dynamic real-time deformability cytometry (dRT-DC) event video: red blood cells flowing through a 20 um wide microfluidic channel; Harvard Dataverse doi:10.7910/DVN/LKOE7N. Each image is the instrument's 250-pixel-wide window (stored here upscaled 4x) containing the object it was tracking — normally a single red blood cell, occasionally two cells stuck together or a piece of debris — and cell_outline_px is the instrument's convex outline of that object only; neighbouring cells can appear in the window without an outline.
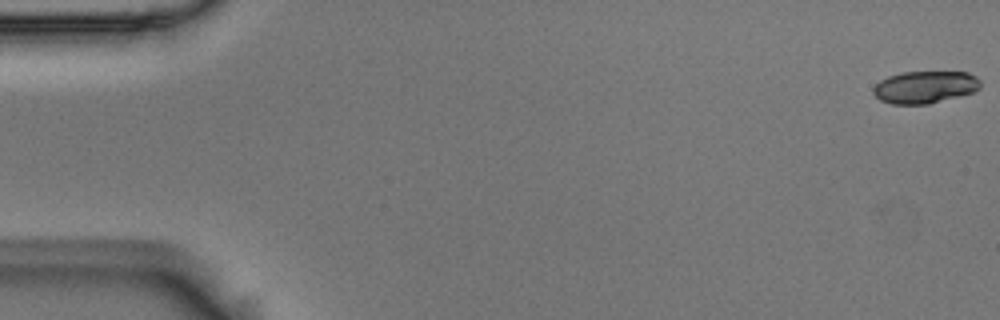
{"species": "Egyptian fruit bat (a non-hibernating species)", "species_latin": "Rousettus aegyptiacus", "temperature_condition": "room temperature", "stored_images_in_passage": 11, "camera_frame_rate_fps": 3000, "um_per_image_px": 0.085, "animal": {"sex": "male"}, "frame": {"image": 1, "passage_image": 1, "time_ms": 0.0, "image_size_px": [1000, 320], "cell_outline_px": [[980, 88], [972, 92], [928, 104], [892, 104], [880, 100], [872, 92], [872, 88], [880, 80], [888, 76], [904, 72], [968, 72], [976, 76], [980, 80]], "centroid_in_image_um": [78.6, 7.4], "position_along_channel_um": 6.4, "area_um2": 20.06}}
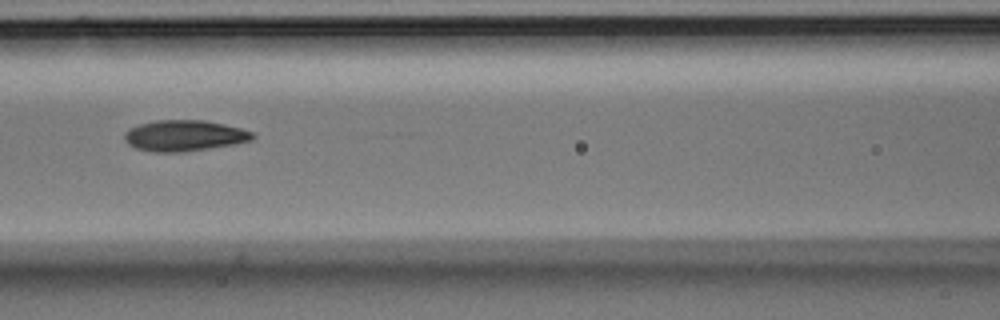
{"frame": {"image": 2, "passage_image": 7, "time_ms": 2.0, "image_size_px": [1000, 320], "cell_outline_px": [[256, 136], [252, 140], [232, 144], [208, 148], [180, 152], [152, 152], [136, 148], [128, 144], [124, 140], [124, 132], [128, 128], [140, 124], [156, 120], [204, 120], [224, 124], [240, 128], [252, 132]], "centroid_in_image_um": [15.63, 11.52], "position_along_channel_um": 151.0, "area_um2": 23.06}}
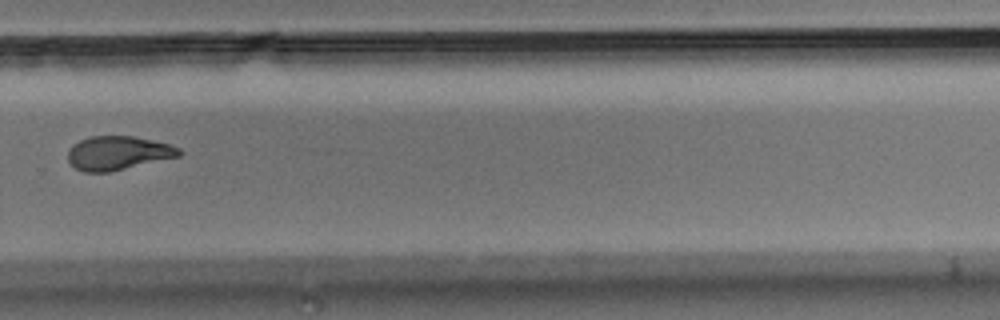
{"frame": {"image": 3, "passage_image": 11, "time_ms": 3.333, "image_size_px": [1000, 320], "cell_outline_px": [[184, 152], [180, 156], [108, 172], [84, 172], [76, 168], [68, 160], [68, 152], [72, 144], [80, 140], [92, 136], [132, 136], [152, 140], [168, 144], [180, 148]], "centroid_in_image_um": [10.03, 13.0], "position_along_channel_um": 319.8, "area_um2": 21.79}}